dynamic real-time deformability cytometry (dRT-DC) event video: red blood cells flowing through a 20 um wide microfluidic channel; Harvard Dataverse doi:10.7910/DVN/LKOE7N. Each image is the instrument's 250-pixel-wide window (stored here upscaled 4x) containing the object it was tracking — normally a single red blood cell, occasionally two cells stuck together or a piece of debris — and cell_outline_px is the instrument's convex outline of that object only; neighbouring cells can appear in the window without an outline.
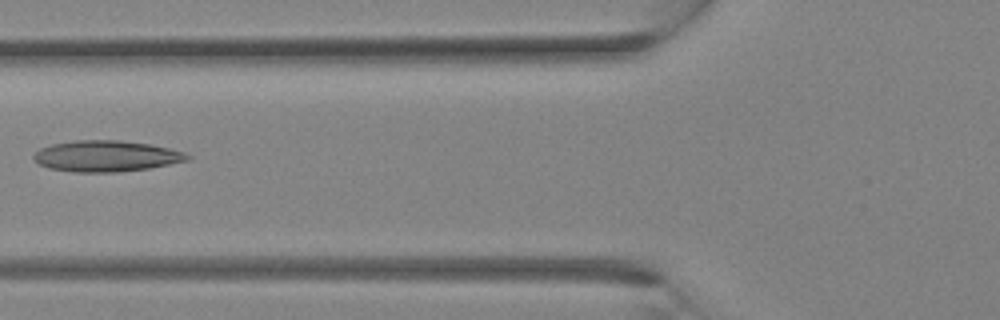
{"species": "Egyptian fruit bat (a non-hibernating species)", "species_latin": "Rousettus aegyptiacus", "temperature_condition": "room temperature", "stored_images_in_passage": 28, "camera_frame_rate_fps": 3000, "um_per_image_px": 0.085, "animal": {"sex": "female"}, "frame": {"image": 1, "passage_image": 8, "time_ms": 2.333, "image_size_px": [1000, 320], "cell_outline_px": [[192, 156], [188, 160], [148, 168], [116, 172], [72, 172], [48, 168], [40, 164], [32, 156], [40, 148], [52, 144], [76, 140], [116, 140], [148, 144], [168, 148], [184, 152]], "centroid_in_image_um": [9.0, 13.27], "position_along_channel_um": 116.8, "area_um2": 27.57}}
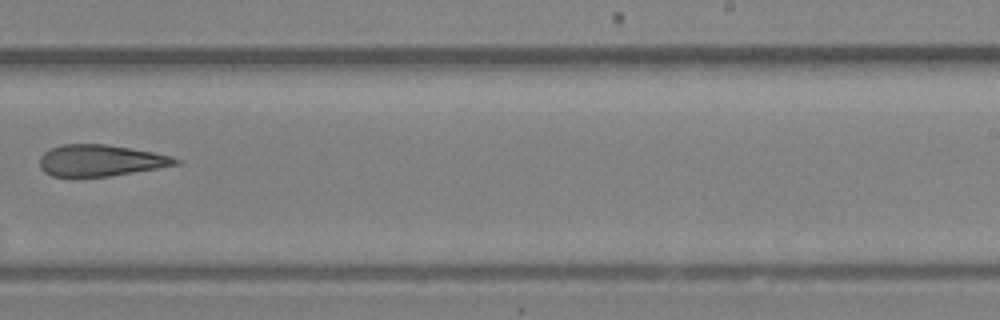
{"frame": {"image": 2, "passage_image": 16, "time_ms": 5.0, "image_size_px": [1000, 320], "cell_outline_px": [[180, 164], [112, 176], [52, 176], [44, 172], [40, 168], [40, 156], [44, 152], [52, 148], [64, 144], [104, 144], [152, 152], [172, 156], [180, 160]], "centroid_in_image_um": [8.54, 13.64], "position_along_channel_um": 280.5, "area_um2": 24.68}}
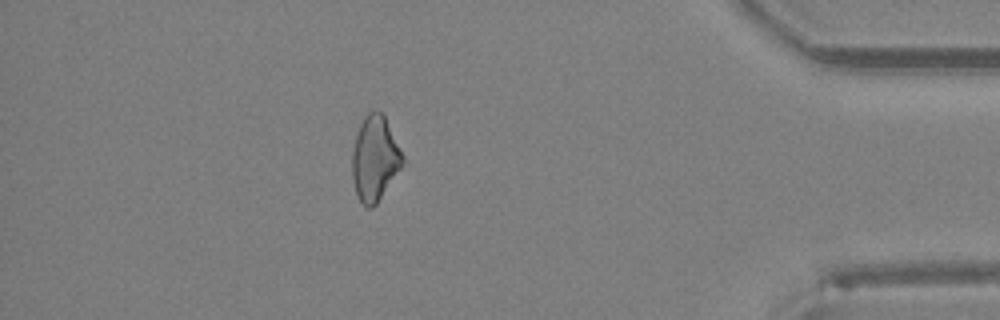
{"frame": {"image": 3, "passage_image": 24, "time_ms": 7.667, "image_size_px": [1000, 320], "cell_outline_px": [[404, 164], [376, 204], [372, 208], [368, 208], [356, 196], [352, 180], [352, 152], [356, 136], [360, 124], [364, 116], [368, 112], [380, 112], [384, 116], [404, 156]], "centroid_in_image_um": [31.85, 13.5], "position_along_channel_um": 403.3, "area_um2": 24.8}}